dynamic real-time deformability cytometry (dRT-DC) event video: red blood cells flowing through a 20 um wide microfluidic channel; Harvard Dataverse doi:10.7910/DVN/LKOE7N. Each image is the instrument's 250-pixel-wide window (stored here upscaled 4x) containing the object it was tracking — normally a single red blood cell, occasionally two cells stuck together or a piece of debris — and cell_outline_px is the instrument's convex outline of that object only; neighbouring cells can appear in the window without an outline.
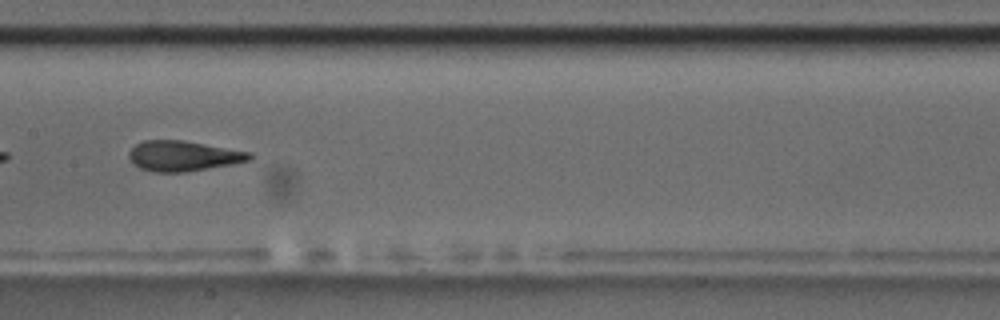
{"species": "common noctule bat (a hibernating species)", "species_latin": "Nyctalus noctula", "temperature_condition": "room temperature", "stored_images_in_passage": 36, "camera_frame_rate_fps": 3000, "um_per_image_px": 0.085, "animal": {"sex": "male", "body_mass_g": 17.5, "forearm_length_mm": 52.3}, "frame": {"image": 1, "passage_image": 27, "time_ms": 8.667, "image_size_px": [1000, 320], "cell_outline_px": [[252, 156], [248, 160], [232, 164], [184, 172], [152, 172], [140, 168], [132, 164], [128, 156], [128, 152], [136, 144], [144, 140], [184, 140], [252, 152]], "centroid_in_image_um": [15.54, 13.25], "position_along_channel_um": 191.9, "area_um2": 21.33}}
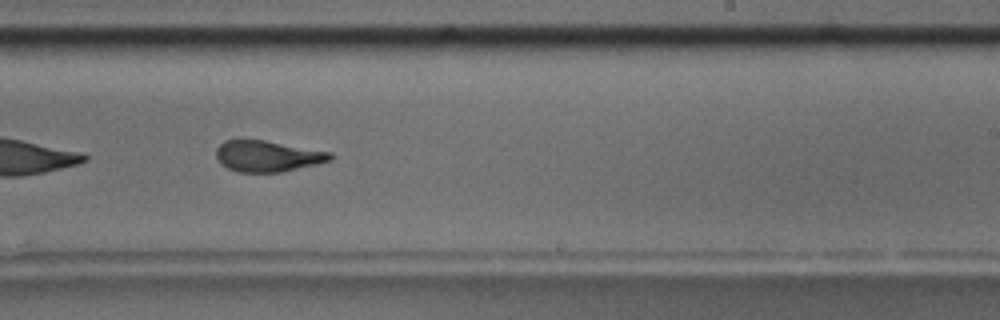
{"frame": {"image": 2, "passage_image": 33, "time_ms": 10.667, "image_size_px": [1000, 320], "cell_outline_px": [[332, 160], [284, 172], [236, 172], [220, 164], [216, 156], [216, 148], [224, 140], [236, 136], [244, 136], [332, 152]], "centroid_in_image_um": [22.67, 13.22], "position_along_channel_um": 266.3, "area_um2": 21.56}}